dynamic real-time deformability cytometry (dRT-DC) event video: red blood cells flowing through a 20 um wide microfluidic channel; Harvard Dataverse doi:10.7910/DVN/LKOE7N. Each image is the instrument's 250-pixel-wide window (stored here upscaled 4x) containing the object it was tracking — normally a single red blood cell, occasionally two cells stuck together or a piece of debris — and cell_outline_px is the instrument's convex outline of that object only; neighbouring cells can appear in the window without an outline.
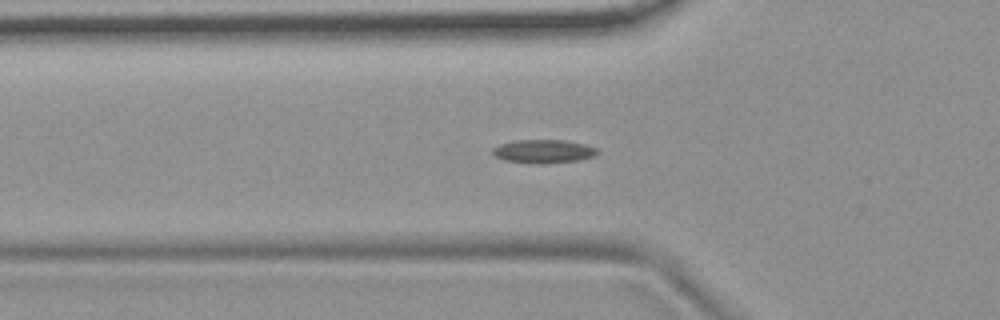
{"species": "common noctule bat (a hibernating species)", "species_latin": "Nyctalus noctula", "temperature_condition": "room temperature", "stored_images_in_passage": 38, "camera_frame_rate_fps": 3000, "um_per_image_px": 0.085, "animal": {"sex": "female", "body_mass_g": 19.9}, "frame": {"image": 1, "passage_image": 2, "time_ms": 0.333, "image_size_px": [1000, 320], "cell_outline_px": [[600, 152], [596, 156], [580, 160], [544, 164], [532, 164], [504, 160], [496, 156], [492, 152], [492, 148], [500, 144], [512, 140], [564, 140], [584, 144], [596, 148]], "centroid_in_image_um": [46.21, 12.87], "position_along_channel_um": 79.6, "area_um2": 14.57}}
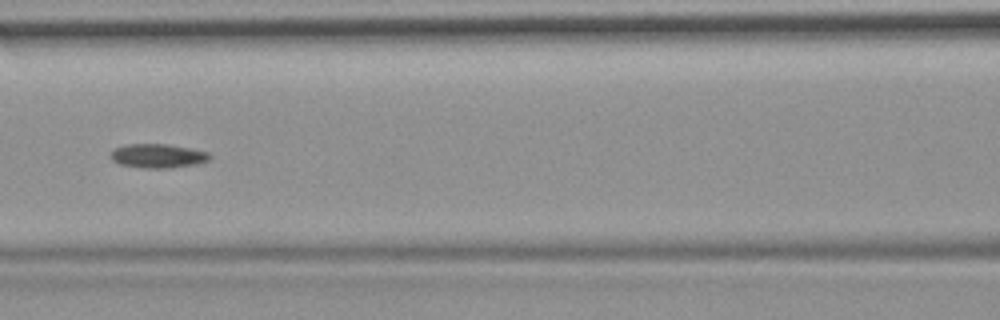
{"frame": {"image": 2, "passage_image": 8, "time_ms": 2.333, "image_size_px": [1000, 320], "cell_outline_px": [[212, 156], [208, 160], [196, 164], [168, 168], [144, 168], [120, 164], [112, 160], [112, 152], [116, 148], [128, 144], [164, 144], [188, 148], [208, 152]], "centroid_in_image_um": [13.43, 13.25], "position_along_channel_um": 153.2, "area_um2": 13.58}}
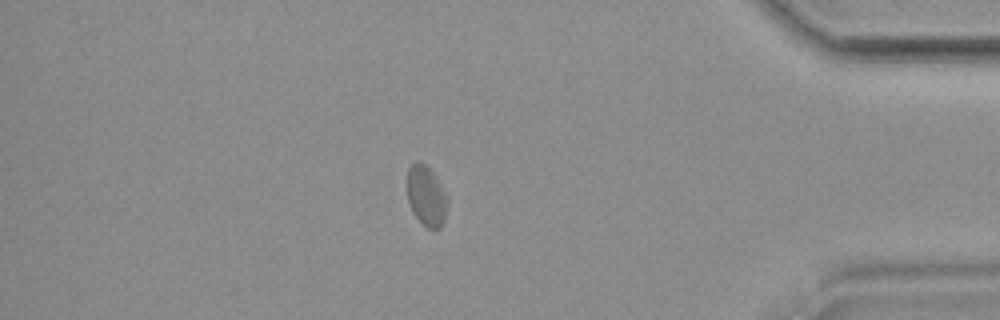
{"frame": {"image": 3, "passage_image": 31, "time_ms": 10.0, "image_size_px": [1000, 320], "cell_outline_px": [[448, 204], [444, 220], [440, 228], [428, 228], [412, 212], [408, 200], [408, 168], [416, 160], [420, 160], [432, 172], [444, 192], [448, 200]], "centroid_in_image_um": [36.23, 16.65], "position_along_channel_um": 399.0, "area_um2": 13.81}, "authors_computed_cell_mechanics": {"area_um2": 13.7275, "velocity_mm_per_s": 3.6637, "shape_relaxation_time_tau1_ms": null, "shape_relaxation_time_tau2_ms": 2.7059, "deformation_change_tau1": null, "deformation_change_tau2": 0.0568}}